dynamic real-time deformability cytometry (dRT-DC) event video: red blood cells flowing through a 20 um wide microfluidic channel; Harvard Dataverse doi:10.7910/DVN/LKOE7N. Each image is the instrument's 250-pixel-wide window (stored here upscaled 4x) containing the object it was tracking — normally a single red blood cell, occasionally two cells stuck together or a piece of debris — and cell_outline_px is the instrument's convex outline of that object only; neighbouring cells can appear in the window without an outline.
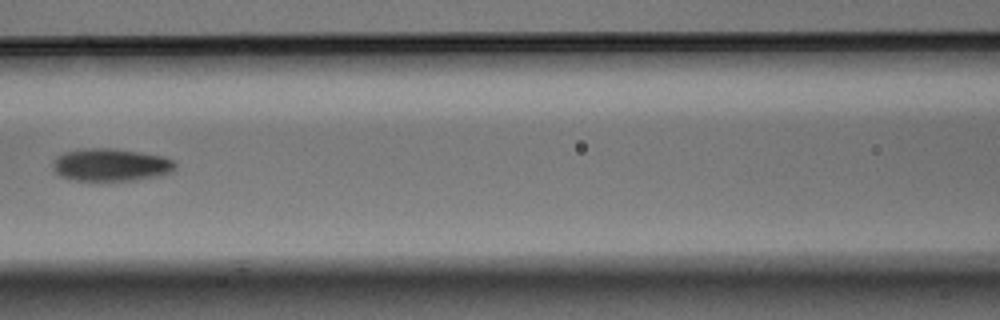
{"species": "Egyptian fruit bat (a non-hibernating species)", "species_latin": "Rousettus aegyptiacus", "temperature_condition": "warm", "stored_images_in_passage": 8, "camera_frame_rate_fps": 3000, "um_per_image_px": 0.085, "animal": {"sex": "male"}, "frame": {"image": 1, "passage_image": 6, "time_ms": 1.667, "image_size_px": [1000, 320], "cell_outline_px": [[176, 168], [172, 172], [160, 176], [136, 180], [100, 184], [72, 180], [60, 176], [52, 168], [52, 164], [56, 156], [68, 152], [92, 148], [104, 148], [136, 152], [160, 156], [172, 160], [176, 164]], "centroid_in_image_um": [9.39, 14.09], "position_along_channel_um": 157.2, "area_um2": 23.81}}